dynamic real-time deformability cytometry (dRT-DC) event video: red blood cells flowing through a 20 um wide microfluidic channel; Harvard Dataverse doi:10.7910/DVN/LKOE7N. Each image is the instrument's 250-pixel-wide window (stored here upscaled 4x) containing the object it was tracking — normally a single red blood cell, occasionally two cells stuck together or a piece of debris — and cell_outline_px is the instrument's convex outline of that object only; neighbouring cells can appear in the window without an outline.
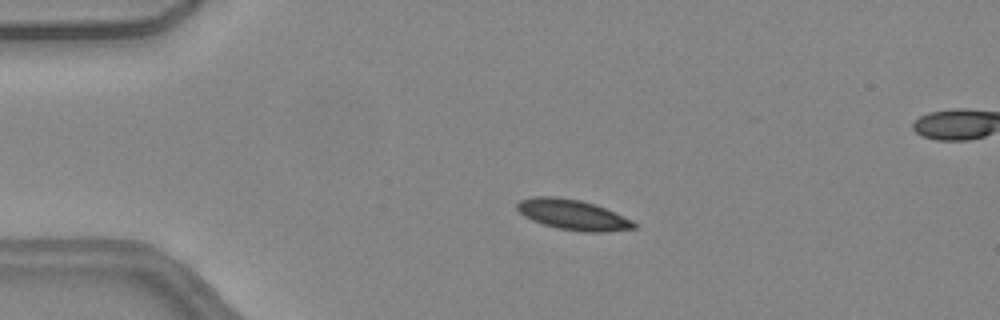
{"species": "common noctule bat (a hibernating species)", "species_latin": "Nyctalus noctula", "temperature_condition": "warm", "stored_images_in_passage": 51, "camera_frame_rate_fps": 3000, "um_per_image_px": 0.085, "animal": {"sex": "female", "body_mass_g": 24.6, "forearm_length_mm": 56.2}, "frame": {"image": 1, "passage_image": 11, "time_ms": 3.333, "image_size_px": [1000, 320], "cell_outline_px": [[636, 228], [608, 232], [580, 232], [556, 228], [532, 220], [524, 216], [516, 208], [516, 204], [520, 200], [532, 196], [556, 196], [580, 200], [596, 204], [616, 212], [632, 220], [636, 224]], "centroid_in_image_um": [48.7, 18.25], "position_along_channel_um": 36.3, "area_um2": 20.92}}
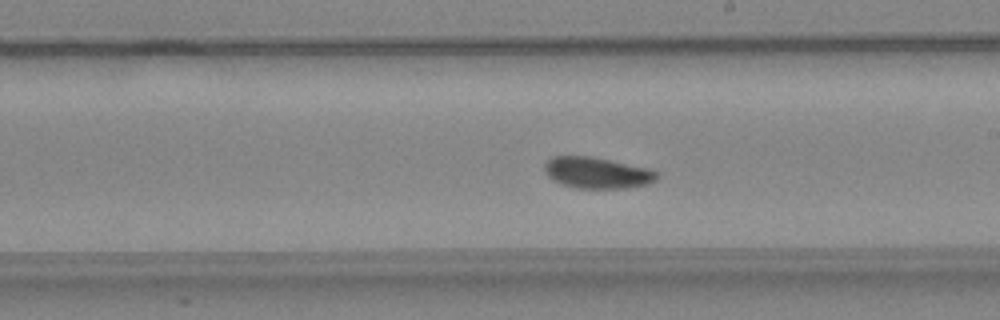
{"frame": {"image": 2, "passage_image": 29, "time_ms": 9.333, "image_size_px": [1000, 320], "cell_outline_px": [[656, 180], [648, 184], [628, 188], [576, 188], [560, 184], [552, 180], [544, 172], [544, 164], [552, 156], [592, 156], [648, 168], [656, 172]], "centroid_in_image_um": [50.7, 14.69], "position_along_channel_um": 238.3, "area_um2": 20.52}}
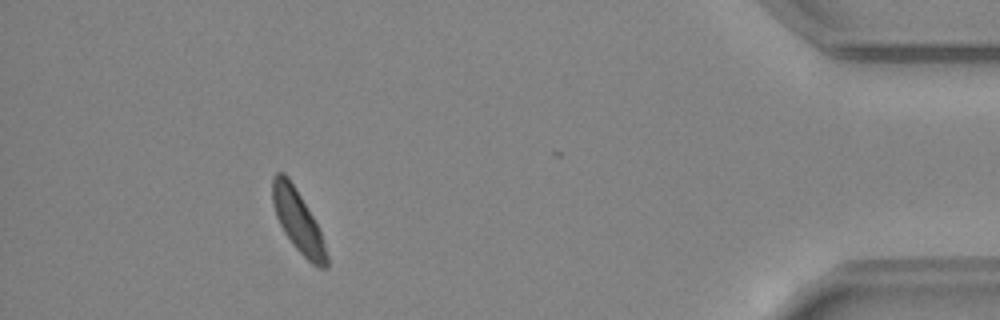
{"frame": {"image": 3, "passage_image": 46, "time_ms": 15.0, "image_size_px": [1000, 320], "cell_outline_px": [[328, 268], [316, 268], [292, 244], [284, 232], [276, 216], [272, 204], [272, 180], [276, 172], [284, 172], [288, 176], [312, 216], [320, 232], [328, 256]], "centroid_in_image_um": [25.31, 18.8], "position_along_channel_um": 409.9, "area_um2": 19.31}, "authors_computed_cell_mechanics": {"area_um2": 20.1144, "velocity_mm_per_s": 4.046, "shape_relaxation_time_tau1_ms": 2.574, "shape_relaxation_time_tau2_ms": null, "deformation_change_tau1": 0.0818, "deformation_change_tau2": null}}